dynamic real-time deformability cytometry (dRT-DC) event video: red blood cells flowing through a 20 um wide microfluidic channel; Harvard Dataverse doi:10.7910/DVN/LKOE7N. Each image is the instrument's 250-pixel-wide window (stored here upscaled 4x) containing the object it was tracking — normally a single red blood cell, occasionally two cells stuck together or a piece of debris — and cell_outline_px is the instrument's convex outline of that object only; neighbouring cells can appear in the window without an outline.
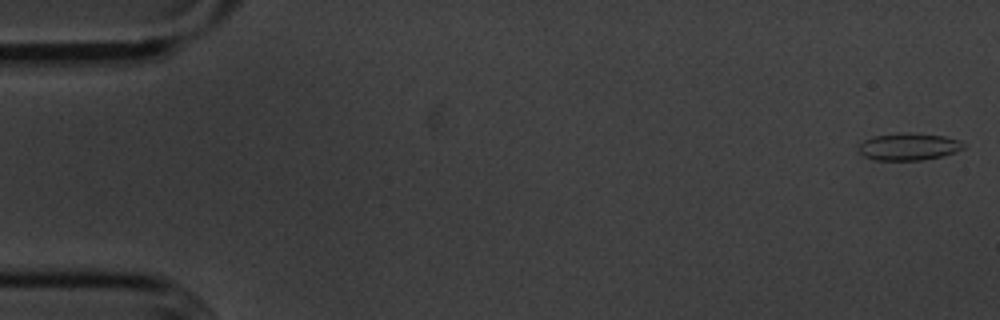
{"species": "common noctule bat (a hibernating species)", "species_latin": "Nyctalus noctula", "temperature_condition": "cold", "stored_images_in_passage": 55, "camera_frame_rate_fps": 3000, "um_per_image_px": 0.085, "animal": {"sex": "male", "body_mass_g": 20.1, "forearm_length_mm": 53.5}, "frame": {"image": 1, "passage_image": 1, "time_ms": 0.0, "image_size_px": [1000, 320], "cell_outline_px": [[964, 148], [940, 156], [924, 160], [872, 160], [864, 156], [860, 152], [860, 144], [864, 140], [872, 136], [900, 132], [916, 132], [944, 136], [960, 140], [964, 144]], "centroid_in_image_um": [77.22, 12.45], "position_along_channel_um": 7.8, "area_um2": 16.7}}
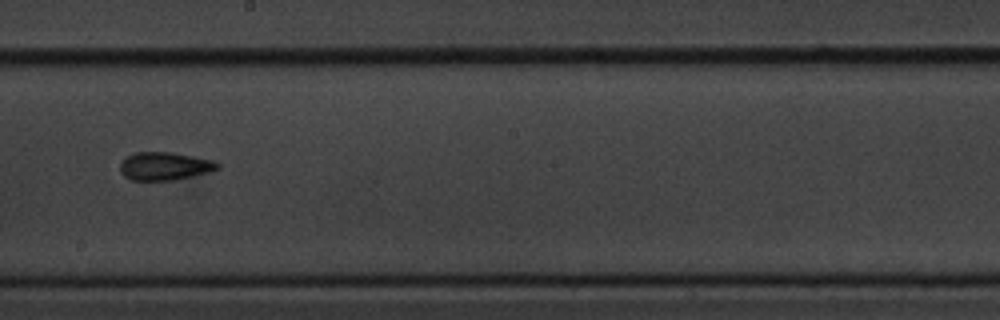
{"frame": {"image": 2, "passage_image": 31, "time_ms": 10.0, "image_size_px": [1000, 320], "cell_outline_px": [[220, 168], [208, 172], [172, 180], [132, 180], [124, 176], [120, 172], [120, 164], [128, 156], [136, 152], [172, 152], [212, 160], [220, 164]], "centroid_in_image_um": [13.99, 14.12], "position_along_channel_um": 234.2, "area_um2": 15.72}}
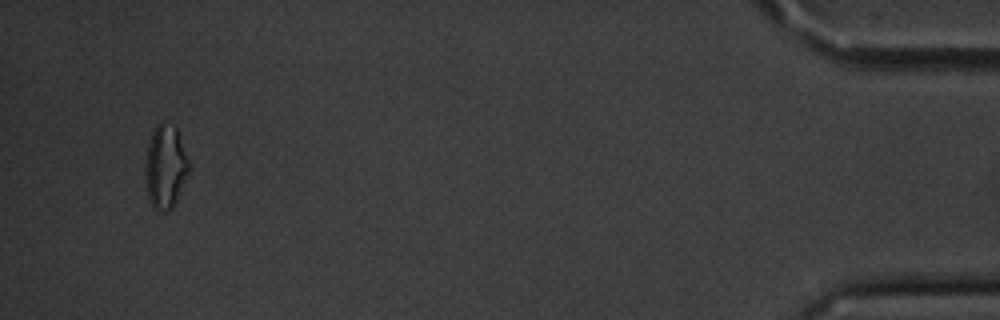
{"frame": {"image": 3, "passage_image": 53, "time_ms": 17.333, "image_size_px": [1000, 320], "cell_outline_px": [[188, 172], [176, 200], [172, 208], [168, 212], [156, 212], [152, 208], [148, 196], [144, 172], [144, 168], [148, 148], [152, 132], [156, 124], [160, 120], [164, 120], [176, 128], [188, 160]], "centroid_in_image_um": [14.02, 14.19], "position_along_channel_um": 421.2, "area_um2": 21.15}, "authors_computed_cell_mechanics": {"area_um2": 15.9528, "velocity_mm_per_s": 3.5951, "shape_relaxation_time_tau1_ms": 5.7392, "shape_relaxation_time_tau2_ms": 4.0451, "deformation_change_tau1": 0.113, "deformation_change_tau2": 0.0875}}